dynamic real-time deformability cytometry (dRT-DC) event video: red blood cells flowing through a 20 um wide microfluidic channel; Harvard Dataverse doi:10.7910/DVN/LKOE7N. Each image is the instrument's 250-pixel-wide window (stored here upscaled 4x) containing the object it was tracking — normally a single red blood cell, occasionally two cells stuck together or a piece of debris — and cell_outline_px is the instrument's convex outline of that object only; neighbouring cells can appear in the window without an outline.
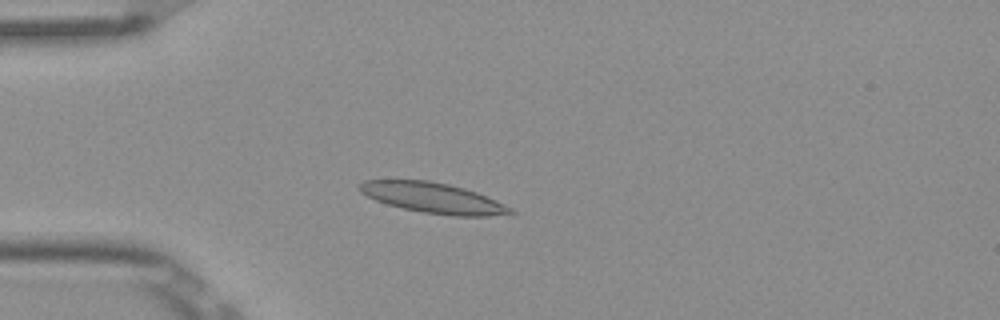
{"species": "Egyptian fruit bat (a non-hibernating species)", "species_latin": "Rousettus aegyptiacus", "temperature_condition": "room temperature", "stored_images_in_passage": 4, "camera_frame_rate_fps": 3000, "um_per_image_px": 0.085, "frame": {"image": 1, "passage_image": 3, "time_ms": 0.667, "image_size_px": [1000, 320], "cell_outline_px": [[516, 212], [488, 216], [452, 216], [424, 212], [404, 208], [388, 204], [376, 200], [360, 192], [356, 188], [356, 184], [364, 180], [428, 180], [448, 184], [464, 188], [476, 192], [496, 200], [512, 208]], "centroid_in_image_um": [36.77, 16.81], "position_along_channel_um": 48.2, "area_um2": 26.59}}